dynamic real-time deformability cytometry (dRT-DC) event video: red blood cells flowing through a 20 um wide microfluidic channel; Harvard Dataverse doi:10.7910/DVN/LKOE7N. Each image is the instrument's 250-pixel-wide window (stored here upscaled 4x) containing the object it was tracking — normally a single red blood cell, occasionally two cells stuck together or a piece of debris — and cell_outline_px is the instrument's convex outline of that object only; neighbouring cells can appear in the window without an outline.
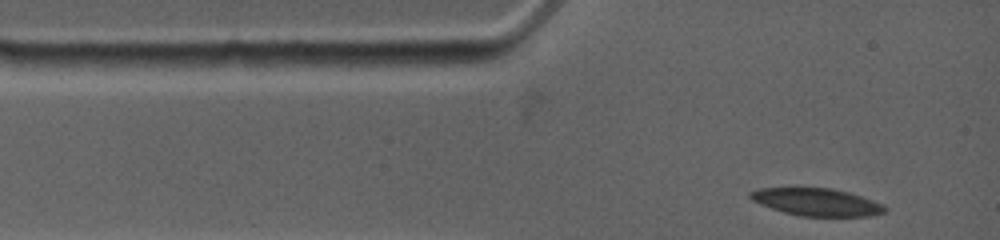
{"species": "common noctule bat (a hibernating species)", "species_latin": "Nyctalus noctula", "temperature_condition": "warm", "stored_images_in_passage": 24, "camera_frame_rate_fps": 4500, "um_per_image_px": 0.085, "animal": {"sex": "female", "body_mass_g": 19.0, "forearm_length_mm": 53.3}, "frame": {"image": 1, "passage_image": 1, "time_ms": 0.0, "image_size_px": [1000, 240], "cell_outline_px": [[888, 208], [884, 212], [868, 216], [800, 216], [784, 212], [760, 204], [752, 200], [748, 196], [748, 192], [760, 188], [796, 184], [832, 188], [848, 192], [884, 204]], "centroid_in_image_um": [69.33, 17.11], "position_along_channel_um": 15.7, "area_um2": 22.48}}
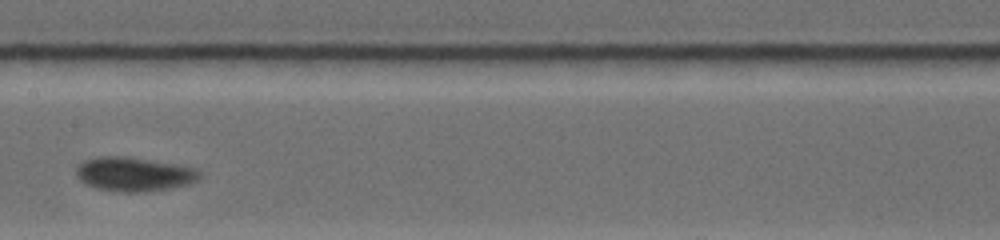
{"frame": {"image": 2, "passage_image": 14, "time_ms": 5.556, "image_size_px": [1000, 240], "cell_outline_px": [[200, 176], [196, 180], [188, 184], [168, 188], [144, 192], [112, 192], [96, 188], [84, 184], [76, 176], [76, 168], [84, 160], [96, 156], [128, 156], [176, 164], [196, 168], [200, 172]], "centroid_in_image_um": [11.34, 14.8], "position_along_channel_um": 196.1, "area_um2": 24.74}}
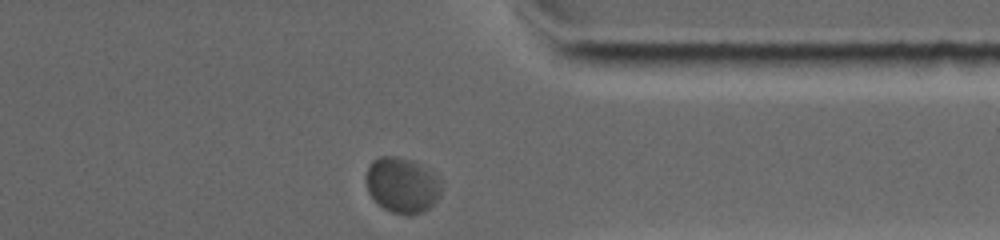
{"frame": {"image": 3, "passage_image": 24, "time_ms": 10.667, "image_size_px": [1000, 240], "cell_outline_px": [[440, 192], [436, 200], [424, 212], [408, 216], [392, 212], [376, 204], [368, 192], [364, 180], [364, 176], [368, 164], [372, 160], [380, 156], [396, 156], [416, 160], [432, 172], [440, 180]], "centroid_in_image_um": [34.12, 15.72], "position_along_channel_um": 377.3, "area_um2": 24.91}, "authors_computed_cell_mechanics": {"area_um2": 23.6113, "velocity_mm_per_s": 3.6496, "shape_relaxation_time_tau1_ms": 6.717, "shape_relaxation_time_tau2_ms": null, "deformation_change_tau1": 0.155, "deformation_change_tau2": null}}